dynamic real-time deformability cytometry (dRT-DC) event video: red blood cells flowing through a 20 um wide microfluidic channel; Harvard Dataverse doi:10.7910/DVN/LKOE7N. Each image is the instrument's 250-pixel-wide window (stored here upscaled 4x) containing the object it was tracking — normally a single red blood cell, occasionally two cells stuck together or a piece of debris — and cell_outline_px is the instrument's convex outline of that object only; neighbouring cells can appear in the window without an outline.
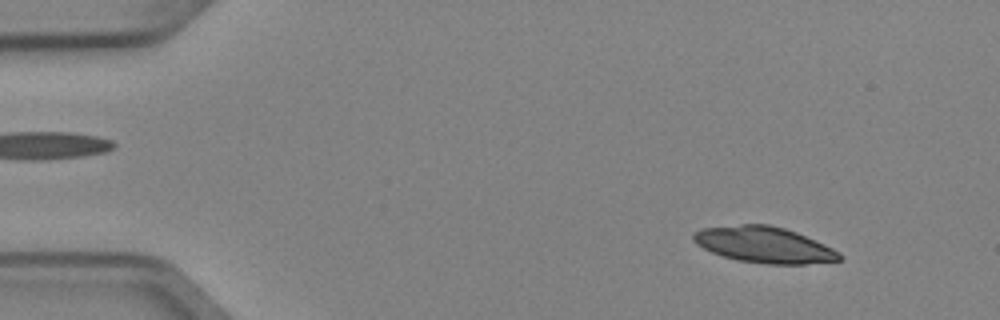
{"species": "Egyptian fruit bat (a non-hibernating species)", "species_latin": "Rousettus aegyptiacus", "temperature_condition": "cold", "stored_images_in_passage": 4, "camera_frame_rate_fps": 3000, "um_per_image_px": 0.085, "animal": {"sex": "female"}, "frame": {"image": 1, "passage_image": 1, "time_ms": 0.0, "image_size_px": [1000, 320], "cell_outline_px": [[844, 256], [840, 260], [804, 264], [768, 264], [740, 260], [724, 256], [712, 252], [696, 244], [692, 240], [692, 232], [700, 228], [740, 224], [768, 224], [784, 228], [796, 232], [824, 244], [840, 252]], "centroid_in_image_um": [64.93, 20.79], "position_along_channel_um": 20.1, "area_um2": 30.63}}